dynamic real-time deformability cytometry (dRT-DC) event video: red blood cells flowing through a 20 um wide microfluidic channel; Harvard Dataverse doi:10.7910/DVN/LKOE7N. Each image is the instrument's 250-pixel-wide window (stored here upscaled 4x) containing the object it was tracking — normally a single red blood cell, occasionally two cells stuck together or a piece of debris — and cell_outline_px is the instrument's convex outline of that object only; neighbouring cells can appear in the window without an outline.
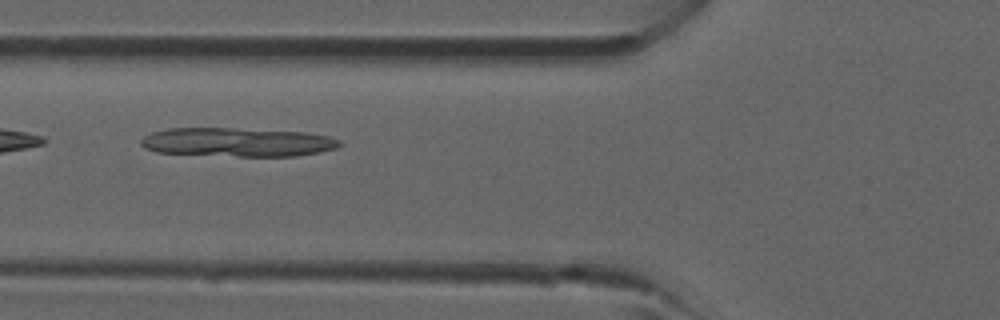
{"species": "common noctule bat (a hibernating species)", "species_latin": "Nyctalus noctula", "temperature_condition": "room temperature", "stored_images_in_passage": 5, "camera_frame_rate_fps": 3000, "um_per_image_px": 0.085, "animal": {"sex": "male", "forearm_length_mm": 52.5}, "frame": {"image": 1, "passage_image": 5, "time_ms": 5.333, "image_size_px": [1000, 320], "cell_outline_px": [[340, 144], [336, 148], [320, 152], [296, 156], [236, 156], [156, 152], [144, 148], [140, 144], [140, 140], [144, 136], [152, 132], [168, 128], [232, 128], [308, 132], [328, 136], [340, 140]], "centroid_in_image_um": [20.17, 12.08], "position_along_channel_um": 105.6, "area_um2": 33.47}}